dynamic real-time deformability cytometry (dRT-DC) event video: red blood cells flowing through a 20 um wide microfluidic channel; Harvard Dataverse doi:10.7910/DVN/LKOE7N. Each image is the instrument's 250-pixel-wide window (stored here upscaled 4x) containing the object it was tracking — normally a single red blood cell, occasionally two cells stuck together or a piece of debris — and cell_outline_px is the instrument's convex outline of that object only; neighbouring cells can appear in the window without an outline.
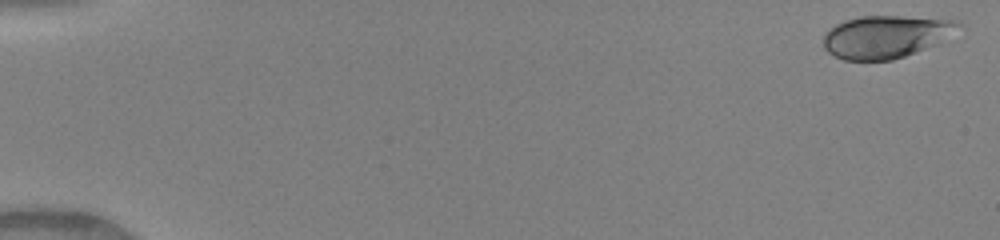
{"species": "human", "species_latin": "Homo sapiens", "temperature_condition": "warm", "stored_images_in_passage": 49, "camera_frame_rate_fps": 3000, "um_per_image_px": 0.085, "donor": {"sex": "female"}, "frame": {"image": 1, "passage_image": 1, "time_ms": 0.0, "image_size_px": [1000, 240], "cell_outline_px": [[964, 24], [932, 44], [924, 48], [904, 56], [892, 60], [844, 60], [828, 52], [824, 48], [824, 36], [836, 24], [844, 20], [860, 16], [900, 16], [956, 20]], "centroid_in_image_um": [75.23, 3.11], "position_along_channel_um": 9.8, "area_um2": 32.66}}
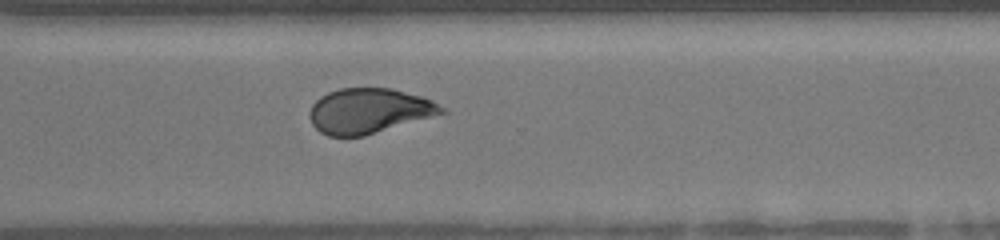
{"frame": {"image": 2, "passage_image": 37, "time_ms": 12.0, "image_size_px": [1000, 240], "cell_outline_px": [[448, 112], [364, 136], [328, 136], [320, 132], [312, 124], [308, 116], [308, 112], [312, 104], [320, 96], [328, 92], [340, 88], [392, 88], [420, 96], [432, 100], [444, 108]], "centroid_in_image_um": [31.33, 9.42], "position_along_channel_um": 339.3, "area_um2": 34.74}}
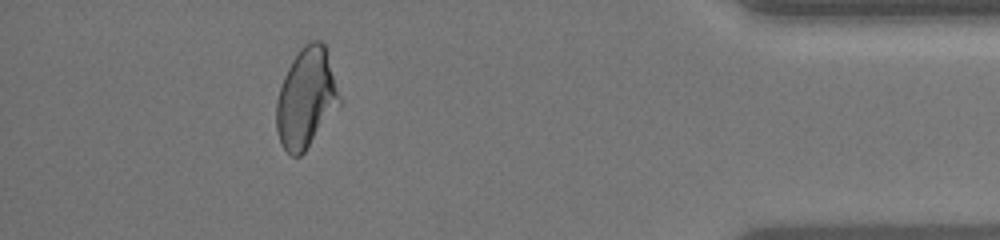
{"frame": {"image": 3, "passage_image": 45, "time_ms": 14.667, "image_size_px": [1000, 240], "cell_outline_px": [[340, 104], [304, 152], [300, 156], [292, 156], [280, 144], [276, 128], [276, 100], [284, 76], [292, 60], [300, 48], [304, 44], [312, 40], [320, 40], [324, 44], [340, 100]], "centroid_in_image_um": [25.98, 8.35], "position_along_channel_um": 409.2, "area_um2": 35.95}, "authors_computed_cell_mechanics": {"area_um2": 35.4892, "velocity_mm_per_s": 4.1319, "shape_relaxation_time_tau1_ms": 7.6622, "shape_relaxation_time_tau2_ms": 0.9253, "deformation_change_tau1": 0.1779, "deformation_change_tau2": 0.0647}}